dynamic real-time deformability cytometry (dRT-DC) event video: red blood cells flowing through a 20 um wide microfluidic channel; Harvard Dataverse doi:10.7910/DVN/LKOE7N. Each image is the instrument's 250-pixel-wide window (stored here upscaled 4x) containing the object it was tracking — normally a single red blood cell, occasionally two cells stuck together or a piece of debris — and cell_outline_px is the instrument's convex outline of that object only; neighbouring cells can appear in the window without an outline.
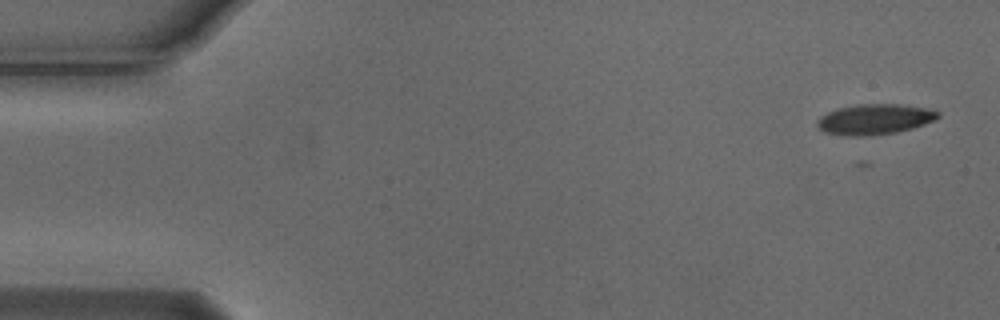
{"species": "Egyptian fruit bat (a non-hibernating species)", "species_latin": "Rousettus aegyptiacus", "temperature_condition": "cold", "stored_images_in_passage": 4, "camera_frame_rate_fps": 3000, "um_per_image_px": 0.085, "animal": {"sex": "male"}, "frame": {"image": 1, "passage_image": 1, "time_ms": 0.0, "image_size_px": [1000, 320], "cell_outline_px": [[940, 116], [936, 120], [912, 128], [896, 132], [860, 136], [848, 136], [824, 132], [816, 124], [816, 120], [820, 116], [828, 112], [840, 108], [856, 104], [896, 104], [924, 108], [940, 112]], "centroid_in_image_um": [74.33, 10.14], "position_along_channel_um": 10.7, "area_um2": 21.21}}